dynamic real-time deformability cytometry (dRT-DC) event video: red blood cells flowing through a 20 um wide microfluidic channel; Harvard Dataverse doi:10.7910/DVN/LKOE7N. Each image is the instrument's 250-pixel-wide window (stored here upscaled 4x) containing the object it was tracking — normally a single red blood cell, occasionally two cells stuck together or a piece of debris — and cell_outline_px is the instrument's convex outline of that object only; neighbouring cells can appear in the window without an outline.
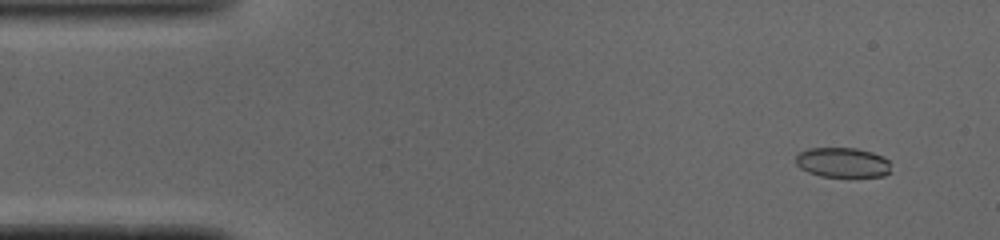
{"species": "common noctule bat (a hibernating species)", "species_latin": "Nyctalus noctula", "temperature_condition": "cold", "stored_images_in_passage": 50, "camera_frame_rate_fps": 3000, "um_per_image_px": 0.085, "animal": {"sex": "male", "body_mass_g": 19.0, "forearm_length_mm": 50.8}, "frame": {"image": 1, "passage_image": 4, "time_ms": 1.0, "image_size_px": [1000, 240], "cell_outline_px": [[892, 172], [884, 176], [820, 176], [808, 172], [800, 168], [796, 164], [796, 156], [800, 152], [808, 148], [856, 148], [872, 152], [884, 156], [888, 160]], "centroid_in_image_um": [71.64, 13.81], "position_along_channel_um": 13.4, "area_um2": 16.65}}
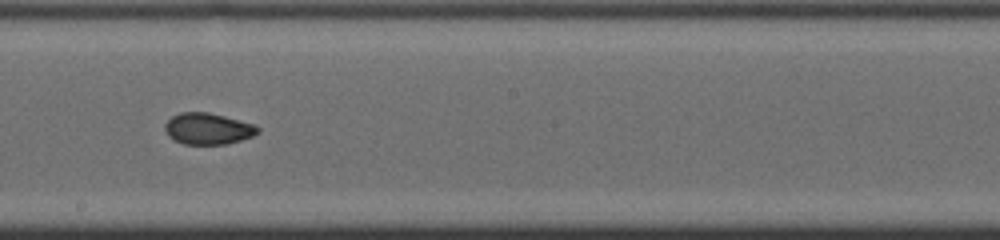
{"frame": {"image": 2, "passage_image": 27, "time_ms": 8.667, "image_size_px": [1000, 240], "cell_outline_px": [[260, 132], [252, 136], [228, 144], [184, 144], [172, 140], [168, 136], [164, 128], [164, 124], [172, 116], [180, 112], [208, 112], [224, 116], [252, 124], [260, 128]], "centroid_in_image_um": [17.64, 10.94], "position_along_channel_um": 230.6, "area_um2": 16.99}}
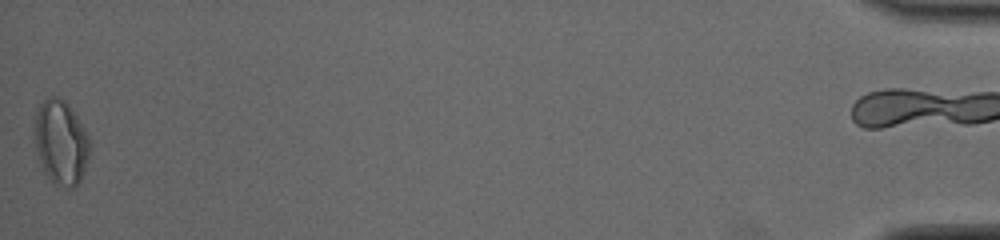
{"frame": {"image": 3, "passage_image": 49, "time_ms": 16.0, "image_size_px": [1000, 240], "cell_outline_px": [[88, 156], [80, 180], [72, 188], [60, 188], [44, 172], [36, 148], [36, 112], [40, 104], [44, 100], [52, 96], [56, 96], [64, 100], [68, 104], [76, 116], [88, 136]], "centroid_in_image_um": [5.17, 12.11], "position_along_channel_um": 430.0, "area_um2": 26.3}, "authors_computed_cell_mechanics": {"area_um2": 17.6868, "velocity_mm_per_s": 4.1088, "shape_relaxation_time_tau1_ms": 9.1158, "shape_relaxation_time_tau2_ms": 1.164, "deformation_change_tau1": 0.1588, "deformation_change_tau2": 0.0428}}